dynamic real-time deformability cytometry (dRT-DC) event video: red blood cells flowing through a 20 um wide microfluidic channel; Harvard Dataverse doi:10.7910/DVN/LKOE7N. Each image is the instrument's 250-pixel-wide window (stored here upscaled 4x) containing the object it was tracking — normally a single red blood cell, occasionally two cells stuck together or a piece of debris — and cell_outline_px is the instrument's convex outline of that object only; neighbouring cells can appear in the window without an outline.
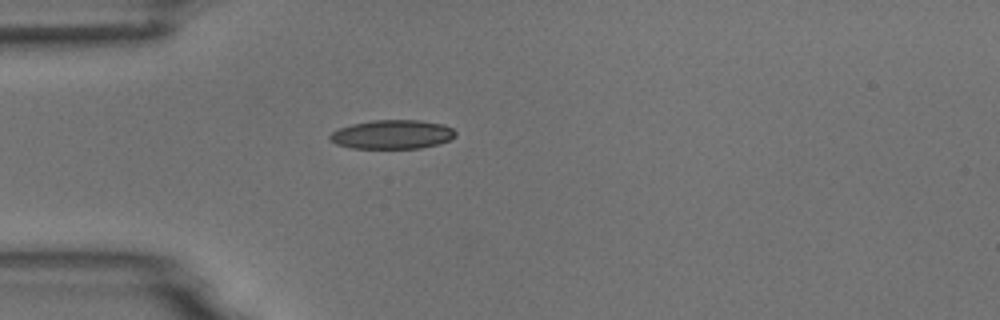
{"species": "common noctule bat (a hibernating species)", "species_latin": "Nyctalus noctula", "temperature_condition": "room temperature", "stored_images_in_passage": 1, "camera_frame_rate_fps": 3000, "um_per_image_px": 0.085, "animal": {"sex": "male", "body_mass_g": 18.8}, "frame": {"image": 1, "passage_image": 1, "time_ms": 0.0, "image_size_px": [1000, 320], "cell_outline_px": [[456, 136], [440, 144], [420, 148], [352, 148], [336, 144], [328, 140], [328, 136], [332, 132], [340, 128], [352, 124], [372, 120], [420, 120], [444, 124], [452, 128], [456, 132]], "centroid_in_image_um": [33.35, 11.42], "position_along_channel_um": 51.7, "area_um2": 21.33}}